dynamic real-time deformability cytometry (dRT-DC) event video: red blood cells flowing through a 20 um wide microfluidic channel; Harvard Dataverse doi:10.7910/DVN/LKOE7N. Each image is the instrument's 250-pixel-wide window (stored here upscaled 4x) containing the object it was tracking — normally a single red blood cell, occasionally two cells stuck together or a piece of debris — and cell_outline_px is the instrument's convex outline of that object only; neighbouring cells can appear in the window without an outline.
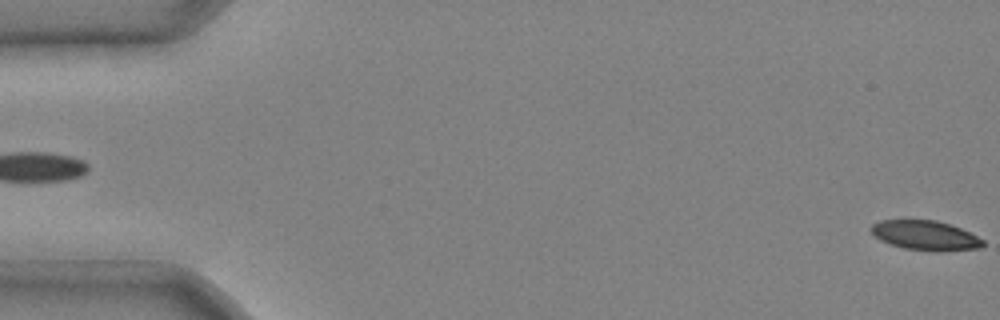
{"species": "common noctule bat (a hibernating species)", "species_latin": "Nyctalus noctula", "temperature_condition": "cold", "stored_images_in_passage": 4, "segment_of_instrument_passage": [2, 2], "camera_frame_rate_fps": 3000, "um_per_image_px": 0.085, "animal": {"sex": "male", "body_mass_g": 20.4}, "frame": {"image": 1, "passage_image": 4, "time_ms": 1.0, "image_size_px": [1000, 320], "cell_outline_px": [[984, 244], [980, 248], [940, 252], [936, 252], [904, 248], [888, 244], [880, 240], [868, 228], [872, 224], [880, 220], [936, 220], [960, 228], [984, 240]], "centroid_in_image_um": [78.63, 20.02], "position_along_channel_um": 6.4, "area_um2": 19.36}}